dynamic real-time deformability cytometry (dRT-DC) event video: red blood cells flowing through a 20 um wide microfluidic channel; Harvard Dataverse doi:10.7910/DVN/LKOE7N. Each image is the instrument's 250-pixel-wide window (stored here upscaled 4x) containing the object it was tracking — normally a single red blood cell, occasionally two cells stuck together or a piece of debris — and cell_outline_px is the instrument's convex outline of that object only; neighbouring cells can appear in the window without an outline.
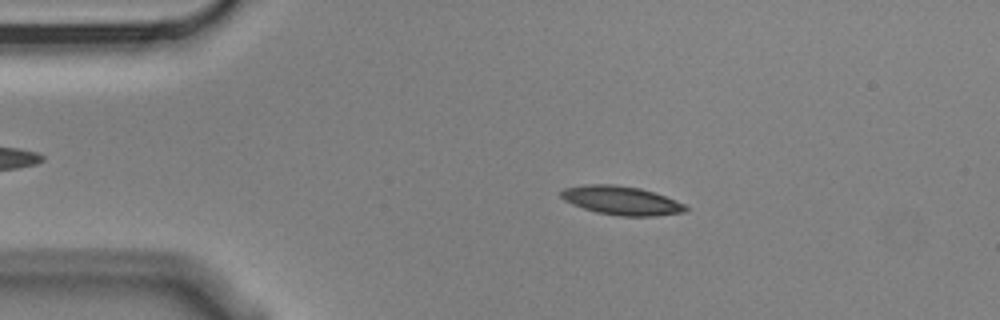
{"species": "Egyptian fruit bat (a non-hibernating species)", "species_latin": "Rousettus aegyptiacus", "temperature_condition": "cold", "stored_images_in_passage": 8, "camera_frame_rate_fps": 3000, "um_per_image_px": 0.085, "animal": {"sex": "male"}, "frame": {"image": 1, "passage_image": 2, "time_ms": 0.333, "image_size_px": [1000, 320], "cell_outline_px": [[688, 208], [684, 212], [652, 216], [620, 216], [596, 212], [572, 204], [564, 200], [560, 196], [560, 192], [564, 188], [584, 184], [612, 184], [640, 188], [664, 196], [684, 204]], "centroid_in_image_um": [52.77, 17.04], "position_along_channel_um": 32.2, "area_um2": 20.69}}
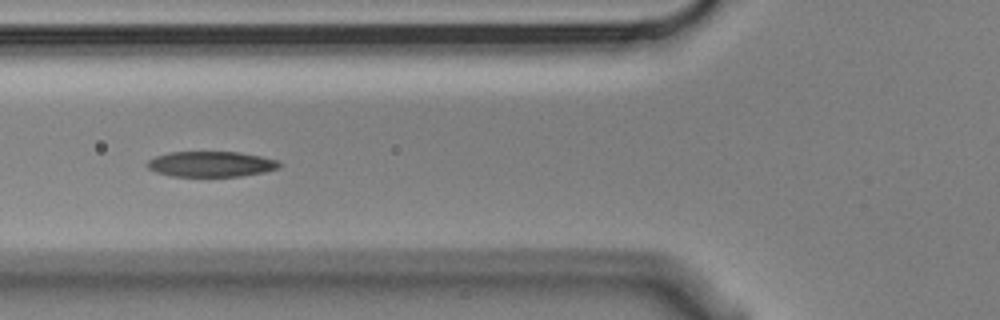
{"frame": {"image": 2, "passage_image": 5, "time_ms": 1.333, "image_size_px": [1000, 320], "cell_outline_px": [[280, 164], [276, 168], [264, 172], [240, 176], [172, 176], [156, 172], [148, 168], [148, 160], [156, 156], [168, 152], [236, 152], [260, 156], [276, 160]], "centroid_in_image_um": [17.89, 13.94], "position_along_channel_um": 107.9, "area_um2": 19.31}}
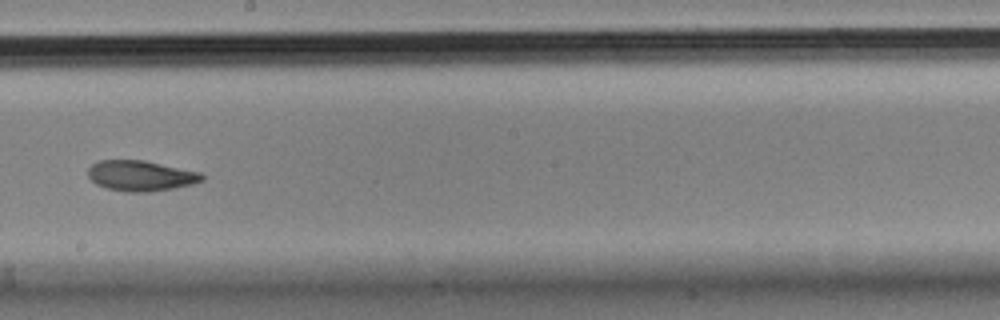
{"frame": {"image": 3, "passage_image": 8, "time_ms": 2.333, "image_size_px": [1000, 320], "cell_outline_px": [[204, 180], [192, 184], [172, 188], [148, 192], [128, 192], [108, 188], [96, 184], [88, 176], [88, 168], [92, 164], [100, 160], [144, 160], [200, 172], [204, 176]], "centroid_in_image_um": [11.96, 14.93], "position_along_channel_um": 236.2, "area_um2": 20.11}}